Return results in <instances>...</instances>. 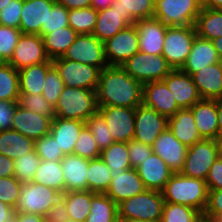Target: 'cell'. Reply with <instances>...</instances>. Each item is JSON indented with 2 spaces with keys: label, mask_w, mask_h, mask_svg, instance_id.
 Listing matches in <instances>:
<instances>
[{
  "label": "cell",
  "mask_w": 222,
  "mask_h": 222,
  "mask_svg": "<svg viewBox=\"0 0 222 222\" xmlns=\"http://www.w3.org/2000/svg\"><path fill=\"white\" fill-rule=\"evenodd\" d=\"M85 125L89 128L100 150H103L114 143L105 120L98 112L90 116L85 121Z\"/></svg>",
  "instance_id": "f6af8a7d"
},
{
  "label": "cell",
  "mask_w": 222,
  "mask_h": 222,
  "mask_svg": "<svg viewBox=\"0 0 222 222\" xmlns=\"http://www.w3.org/2000/svg\"><path fill=\"white\" fill-rule=\"evenodd\" d=\"M97 20V11L93 7L72 9L68 13L69 26L78 34H92Z\"/></svg>",
  "instance_id": "60d3db41"
},
{
  "label": "cell",
  "mask_w": 222,
  "mask_h": 222,
  "mask_svg": "<svg viewBox=\"0 0 222 222\" xmlns=\"http://www.w3.org/2000/svg\"><path fill=\"white\" fill-rule=\"evenodd\" d=\"M189 109L201 138L213 140L219 134L216 99H201Z\"/></svg>",
  "instance_id": "d4e9b609"
},
{
  "label": "cell",
  "mask_w": 222,
  "mask_h": 222,
  "mask_svg": "<svg viewBox=\"0 0 222 222\" xmlns=\"http://www.w3.org/2000/svg\"><path fill=\"white\" fill-rule=\"evenodd\" d=\"M15 209L0 201V222L13 221Z\"/></svg>",
  "instance_id": "e7e4bbea"
},
{
  "label": "cell",
  "mask_w": 222,
  "mask_h": 222,
  "mask_svg": "<svg viewBox=\"0 0 222 222\" xmlns=\"http://www.w3.org/2000/svg\"><path fill=\"white\" fill-rule=\"evenodd\" d=\"M194 27L197 36L203 39L222 37V10L202 8Z\"/></svg>",
  "instance_id": "e575fe53"
},
{
  "label": "cell",
  "mask_w": 222,
  "mask_h": 222,
  "mask_svg": "<svg viewBox=\"0 0 222 222\" xmlns=\"http://www.w3.org/2000/svg\"><path fill=\"white\" fill-rule=\"evenodd\" d=\"M163 81L181 109L191 108L202 99L191 75L180 69H173Z\"/></svg>",
  "instance_id": "d6986e66"
},
{
  "label": "cell",
  "mask_w": 222,
  "mask_h": 222,
  "mask_svg": "<svg viewBox=\"0 0 222 222\" xmlns=\"http://www.w3.org/2000/svg\"><path fill=\"white\" fill-rule=\"evenodd\" d=\"M213 222H222V218L221 219H214L212 220Z\"/></svg>",
  "instance_id": "11e5206c"
},
{
  "label": "cell",
  "mask_w": 222,
  "mask_h": 222,
  "mask_svg": "<svg viewBox=\"0 0 222 222\" xmlns=\"http://www.w3.org/2000/svg\"><path fill=\"white\" fill-rule=\"evenodd\" d=\"M85 126V122L80 120L55 117L52 120L50 134L54 137L64 155H69L73 154L75 143Z\"/></svg>",
  "instance_id": "f1b7e54d"
},
{
  "label": "cell",
  "mask_w": 222,
  "mask_h": 222,
  "mask_svg": "<svg viewBox=\"0 0 222 222\" xmlns=\"http://www.w3.org/2000/svg\"><path fill=\"white\" fill-rule=\"evenodd\" d=\"M168 128L187 148L202 140L195 125L192 111L189 108L180 109L168 118Z\"/></svg>",
  "instance_id": "f546056e"
},
{
  "label": "cell",
  "mask_w": 222,
  "mask_h": 222,
  "mask_svg": "<svg viewBox=\"0 0 222 222\" xmlns=\"http://www.w3.org/2000/svg\"><path fill=\"white\" fill-rule=\"evenodd\" d=\"M98 113L105 120L114 142H129L134 138L135 108L102 106Z\"/></svg>",
  "instance_id": "5bb4252c"
},
{
  "label": "cell",
  "mask_w": 222,
  "mask_h": 222,
  "mask_svg": "<svg viewBox=\"0 0 222 222\" xmlns=\"http://www.w3.org/2000/svg\"><path fill=\"white\" fill-rule=\"evenodd\" d=\"M19 104L40 116L55 118V107L42 94L20 95Z\"/></svg>",
  "instance_id": "7dc6e473"
},
{
  "label": "cell",
  "mask_w": 222,
  "mask_h": 222,
  "mask_svg": "<svg viewBox=\"0 0 222 222\" xmlns=\"http://www.w3.org/2000/svg\"><path fill=\"white\" fill-rule=\"evenodd\" d=\"M13 222H45L44 216L32 213L15 212Z\"/></svg>",
  "instance_id": "be15d7a7"
},
{
  "label": "cell",
  "mask_w": 222,
  "mask_h": 222,
  "mask_svg": "<svg viewBox=\"0 0 222 222\" xmlns=\"http://www.w3.org/2000/svg\"><path fill=\"white\" fill-rule=\"evenodd\" d=\"M142 104L167 118L181 109L164 81L143 84Z\"/></svg>",
  "instance_id": "ffe728a7"
},
{
  "label": "cell",
  "mask_w": 222,
  "mask_h": 222,
  "mask_svg": "<svg viewBox=\"0 0 222 222\" xmlns=\"http://www.w3.org/2000/svg\"><path fill=\"white\" fill-rule=\"evenodd\" d=\"M154 3V0H115L111 7L140 20L154 18Z\"/></svg>",
  "instance_id": "b9f144b4"
},
{
  "label": "cell",
  "mask_w": 222,
  "mask_h": 222,
  "mask_svg": "<svg viewBox=\"0 0 222 222\" xmlns=\"http://www.w3.org/2000/svg\"><path fill=\"white\" fill-rule=\"evenodd\" d=\"M52 120L51 117H43L25 109L17 102L11 129L36 141L50 133Z\"/></svg>",
  "instance_id": "ac0fdd59"
},
{
  "label": "cell",
  "mask_w": 222,
  "mask_h": 222,
  "mask_svg": "<svg viewBox=\"0 0 222 222\" xmlns=\"http://www.w3.org/2000/svg\"><path fill=\"white\" fill-rule=\"evenodd\" d=\"M85 222H119L118 205L105 193H96Z\"/></svg>",
  "instance_id": "8d00e7d4"
},
{
  "label": "cell",
  "mask_w": 222,
  "mask_h": 222,
  "mask_svg": "<svg viewBox=\"0 0 222 222\" xmlns=\"http://www.w3.org/2000/svg\"><path fill=\"white\" fill-rule=\"evenodd\" d=\"M216 109L218 112L219 134H222V98L216 99Z\"/></svg>",
  "instance_id": "a7ac6f4b"
},
{
  "label": "cell",
  "mask_w": 222,
  "mask_h": 222,
  "mask_svg": "<svg viewBox=\"0 0 222 222\" xmlns=\"http://www.w3.org/2000/svg\"><path fill=\"white\" fill-rule=\"evenodd\" d=\"M23 0H12L0 10V25L18 28L21 20Z\"/></svg>",
  "instance_id": "f5cc1de1"
},
{
  "label": "cell",
  "mask_w": 222,
  "mask_h": 222,
  "mask_svg": "<svg viewBox=\"0 0 222 222\" xmlns=\"http://www.w3.org/2000/svg\"><path fill=\"white\" fill-rule=\"evenodd\" d=\"M203 218L211 221L222 218V190H209L208 203Z\"/></svg>",
  "instance_id": "9f6ffc18"
},
{
  "label": "cell",
  "mask_w": 222,
  "mask_h": 222,
  "mask_svg": "<svg viewBox=\"0 0 222 222\" xmlns=\"http://www.w3.org/2000/svg\"><path fill=\"white\" fill-rule=\"evenodd\" d=\"M95 192L89 190L69 191L61 195L65 202L69 218L76 222H85L90 213L92 197Z\"/></svg>",
  "instance_id": "836d02e7"
},
{
  "label": "cell",
  "mask_w": 222,
  "mask_h": 222,
  "mask_svg": "<svg viewBox=\"0 0 222 222\" xmlns=\"http://www.w3.org/2000/svg\"><path fill=\"white\" fill-rule=\"evenodd\" d=\"M221 62L216 49L210 40L196 36L191 51L180 68L185 73L192 75L207 65Z\"/></svg>",
  "instance_id": "83f0119b"
},
{
  "label": "cell",
  "mask_w": 222,
  "mask_h": 222,
  "mask_svg": "<svg viewBox=\"0 0 222 222\" xmlns=\"http://www.w3.org/2000/svg\"><path fill=\"white\" fill-rule=\"evenodd\" d=\"M60 162L64 174L65 192L87 190L89 159L69 154Z\"/></svg>",
  "instance_id": "4316f807"
},
{
  "label": "cell",
  "mask_w": 222,
  "mask_h": 222,
  "mask_svg": "<svg viewBox=\"0 0 222 222\" xmlns=\"http://www.w3.org/2000/svg\"><path fill=\"white\" fill-rule=\"evenodd\" d=\"M35 150L41 160L61 161L65 156L50 133L35 141Z\"/></svg>",
  "instance_id": "f907efd6"
},
{
  "label": "cell",
  "mask_w": 222,
  "mask_h": 222,
  "mask_svg": "<svg viewBox=\"0 0 222 222\" xmlns=\"http://www.w3.org/2000/svg\"><path fill=\"white\" fill-rule=\"evenodd\" d=\"M153 153L157 154L174 172L180 173L185 161L187 147L167 128L154 141Z\"/></svg>",
  "instance_id": "44dd1931"
},
{
  "label": "cell",
  "mask_w": 222,
  "mask_h": 222,
  "mask_svg": "<svg viewBox=\"0 0 222 222\" xmlns=\"http://www.w3.org/2000/svg\"><path fill=\"white\" fill-rule=\"evenodd\" d=\"M191 77L202 99L222 98V62L207 65Z\"/></svg>",
  "instance_id": "484cf974"
},
{
  "label": "cell",
  "mask_w": 222,
  "mask_h": 222,
  "mask_svg": "<svg viewBox=\"0 0 222 222\" xmlns=\"http://www.w3.org/2000/svg\"><path fill=\"white\" fill-rule=\"evenodd\" d=\"M164 203L161 191L146 189L118 204V219L160 222Z\"/></svg>",
  "instance_id": "277c9868"
},
{
  "label": "cell",
  "mask_w": 222,
  "mask_h": 222,
  "mask_svg": "<svg viewBox=\"0 0 222 222\" xmlns=\"http://www.w3.org/2000/svg\"><path fill=\"white\" fill-rule=\"evenodd\" d=\"M61 193L45 185L34 182L22 183L15 212L44 216L61 198Z\"/></svg>",
  "instance_id": "ba28073f"
},
{
  "label": "cell",
  "mask_w": 222,
  "mask_h": 222,
  "mask_svg": "<svg viewBox=\"0 0 222 222\" xmlns=\"http://www.w3.org/2000/svg\"><path fill=\"white\" fill-rule=\"evenodd\" d=\"M213 140L217 148L218 157L222 158V134H218Z\"/></svg>",
  "instance_id": "2644e50d"
},
{
  "label": "cell",
  "mask_w": 222,
  "mask_h": 222,
  "mask_svg": "<svg viewBox=\"0 0 222 222\" xmlns=\"http://www.w3.org/2000/svg\"><path fill=\"white\" fill-rule=\"evenodd\" d=\"M168 128V118L154 109L139 105L135 109L134 140L153 146L157 137Z\"/></svg>",
  "instance_id": "4fadbf2b"
},
{
  "label": "cell",
  "mask_w": 222,
  "mask_h": 222,
  "mask_svg": "<svg viewBox=\"0 0 222 222\" xmlns=\"http://www.w3.org/2000/svg\"><path fill=\"white\" fill-rule=\"evenodd\" d=\"M143 85L121 66L101 70L96 89L97 106L137 108L142 104Z\"/></svg>",
  "instance_id": "6da1fadb"
},
{
  "label": "cell",
  "mask_w": 222,
  "mask_h": 222,
  "mask_svg": "<svg viewBox=\"0 0 222 222\" xmlns=\"http://www.w3.org/2000/svg\"><path fill=\"white\" fill-rule=\"evenodd\" d=\"M62 58L98 67L101 70L109 66L104 43L93 34H78Z\"/></svg>",
  "instance_id": "8fae6325"
},
{
  "label": "cell",
  "mask_w": 222,
  "mask_h": 222,
  "mask_svg": "<svg viewBox=\"0 0 222 222\" xmlns=\"http://www.w3.org/2000/svg\"><path fill=\"white\" fill-rule=\"evenodd\" d=\"M105 56L109 66H121L139 51V36L135 24L115 34L104 42Z\"/></svg>",
  "instance_id": "7c38bea8"
},
{
  "label": "cell",
  "mask_w": 222,
  "mask_h": 222,
  "mask_svg": "<svg viewBox=\"0 0 222 222\" xmlns=\"http://www.w3.org/2000/svg\"><path fill=\"white\" fill-rule=\"evenodd\" d=\"M20 85L18 70L9 63L0 65V101L19 102Z\"/></svg>",
  "instance_id": "f35d334b"
},
{
  "label": "cell",
  "mask_w": 222,
  "mask_h": 222,
  "mask_svg": "<svg viewBox=\"0 0 222 222\" xmlns=\"http://www.w3.org/2000/svg\"><path fill=\"white\" fill-rule=\"evenodd\" d=\"M202 217L203 215L192 207L165 202L160 222H199Z\"/></svg>",
  "instance_id": "7bdbcfd3"
},
{
  "label": "cell",
  "mask_w": 222,
  "mask_h": 222,
  "mask_svg": "<svg viewBox=\"0 0 222 222\" xmlns=\"http://www.w3.org/2000/svg\"><path fill=\"white\" fill-rule=\"evenodd\" d=\"M4 62L2 61V59L0 58V65H2Z\"/></svg>",
  "instance_id": "b9fcfbb0"
},
{
  "label": "cell",
  "mask_w": 222,
  "mask_h": 222,
  "mask_svg": "<svg viewBox=\"0 0 222 222\" xmlns=\"http://www.w3.org/2000/svg\"><path fill=\"white\" fill-rule=\"evenodd\" d=\"M52 66V62H44L18 70L20 95H41L47 72Z\"/></svg>",
  "instance_id": "4dcf8cb0"
},
{
  "label": "cell",
  "mask_w": 222,
  "mask_h": 222,
  "mask_svg": "<svg viewBox=\"0 0 222 222\" xmlns=\"http://www.w3.org/2000/svg\"><path fill=\"white\" fill-rule=\"evenodd\" d=\"M100 158L107 164L109 169L114 170V172L132 168L130 165L127 142L112 143L109 147L101 150Z\"/></svg>",
  "instance_id": "ab89813d"
},
{
  "label": "cell",
  "mask_w": 222,
  "mask_h": 222,
  "mask_svg": "<svg viewBox=\"0 0 222 222\" xmlns=\"http://www.w3.org/2000/svg\"><path fill=\"white\" fill-rule=\"evenodd\" d=\"M98 112L96 90L64 87L55 105V117L85 122Z\"/></svg>",
  "instance_id": "3957f363"
},
{
  "label": "cell",
  "mask_w": 222,
  "mask_h": 222,
  "mask_svg": "<svg viewBox=\"0 0 222 222\" xmlns=\"http://www.w3.org/2000/svg\"><path fill=\"white\" fill-rule=\"evenodd\" d=\"M78 33L70 26L53 30L48 34H42L45 51L50 60L62 57L68 47L75 41Z\"/></svg>",
  "instance_id": "d6a6232c"
},
{
  "label": "cell",
  "mask_w": 222,
  "mask_h": 222,
  "mask_svg": "<svg viewBox=\"0 0 222 222\" xmlns=\"http://www.w3.org/2000/svg\"><path fill=\"white\" fill-rule=\"evenodd\" d=\"M53 66L66 87L96 90L101 69L62 57L52 60Z\"/></svg>",
  "instance_id": "9c48e42d"
},
{
  "label": "cell",
  "mask_w": 222,
  "mask_h": 222,
  "mask_svg": "<svg viewBox=\"0 0 222 222\" xmlns=\"http://www.w3.org/2000/svg\"><path fill=\"white\" fill-rule=\"evenodd\" d=\"M134 24L139 36V51L150 55L162 54L168 26L155 18L136 20Z\"/></svg>",
  "instance_id": "7402d4cb"
},
{
  "label": "cell",
  "mask_w": 222,
  "mask_h": 222,
  "mask_svg": "<svg viewBox=\"0 0 222 222\" xmlns=\"http://www.w3.org/2000/svg\"><path fill=\"white\" fill-rule=\"evenodd\" d=\"M208 190H222V158L217 157L206 178Z\"/></svg>",
  "instance_id": "6f0895ef"
},
{
  "label": "cell",
  "mask_w": 222,
  "mask_h": 222,
  "mask_svg": "<svg viewBox=\"0 0 222 222\" xmlns=\"http://www.w3.org/2000/svg\"><path fill=\"white\" fill-rule=\"evenodd\" d=\"M110 175L112 179L105 194L117 205L146 190L135 168L120 170L119 172L111 170Z\"/></svg>",
  "instance_id": "e0dca14e"
},
{
  "label": "cell",
  "mask_w": 222,
  "mask_h": 222,
  "mask_svg": "<svg viewBox=\"0 0 222 222\" xmlns=\"http://www.w3.org/2000/svg\"><path fill=\"white\" fill-rule=\"evenodd\" d=\"M217 157L214 140L202 139L187 148L184 166L180 173L191 178L206 180L210 167Z\"/></svg>",
  "instance_id": "30bf717a"
},
{
  "label": "cell",
  "mask_w": 222,
  "mask_h": 222,
  "mask_svg": "<svg viewBox=\"0 0 222 222\" xmlns=\"http://www.w3.org/2000/svg\"><path fill=\"white\" fill-rule=\"evenodd\" d=\"M65 85L59 75V72L52 66L44 80V89L42 95L54 107L58 102L59 96L64 89Z\"/></svg>",
  "instance_id": "681fc988"
},
{
  "label": "cell",
  "mask_w": 222,
  "mask_h": 222,
  "mask_svg": "<svg viewBox=\"0 0 222 222\" xmlns=\"http://www.w3.org/2000/svg\"><path fill=\"white\" fill-rule=\"evenodd\" d=\"M40 162L41 158L37 155L35 149L18 157L14 160V177L21 183L33 182Z\"/></svg>",
  "instance_id": "ee69618b"
},
{
  "label": "cell",
  "mask_w": 222,
  "mask_h": 222,
  "mask_svg": "<svg viewBox=\"0 0 222 222\" xmlns=\"http://www.w3.org/2000/svg\"><path fill=\"white\" fill-rule=\"evenodd\" d=\"M34 149V140L12 129L0 130V154L15 160Z\"/></svg>",
  "instance_id": "1f68e13d"
},
{
  "label": "cell",
  "mask_w": 222,
  "mask_h": 222,
  "mask_svg": "<svg viewBox=\"0 0 222 222\" xmlns=\"http://www.w3.org/2000/svg\"><path fill=\"white\" fill-rule=\"evenodd\" d=\"M21 189L22 183L14 176L0 177V201L3 203L15 208Z\"/></svg>",
  "instance_id": "816d5d0a"
},
{
  "label": "cell",
  "mask_w": 222,
  "mask_h": 222,
  "mask_svg": "<svg viewBox=\"0 0 222 222\" xmlns=\"http://www.w3.org/2000/svg\"><path fill=\"white\" fill-rule=\"evenodd\" d=\"M21 35L18 28L0 25V58L4 63L10 60Z\"/></svg>",
  "instance_id": "c3c4849f"
},
{
  "label": "cell",
  "mask_w": 222,
  "mask_h": 222,
  "mask_svg": "<svg viewBox=\"0 0 222 222\" xmlns=\"http://www.w3.org/2000/svg\"><path fill=\"white\" fill-rule=\"evenodd\" d=\"M213 47L216 49L217 54L222 62V37L211 40Z\"/></svg>",
  "instance_id": "89a4df30"
},
{
  "label": "cell",
  "mask_w": 222,
  "mask_h": 222,
  "mask_svg": "<svg viewBox=\"0 0 222 222\" xmlns=\"http://www.w3.org/2000/svg\"><path fill=\"white\" fill-rule=\"evenodd\" d=\"M56 0H23L19 29L22 34L42 35Z\"/></svg>",
  "instance_id": "2e32d148"
},
{
  "label": "cell",
  "mask_w": 222,
  "mask_h": 222,
  "mask_svg": "<svg viewBox=\"0 0 222 222\" xmlns=\"http://www.w3.org/2000/svg\"><path fill=\"white\" fill-rule=\"evenodd\" d=\"M202 8L221 9L222 0H199Z\"/></svg>",
  "instance_id": "003e7915"
},
{
  "label": "cell",
  "mask_w": 222,
  "mask_h": 222,
  "mask_svg": "<svg viewBox=\"0 0 222 222\" xmlns=\"http://www.w3.org/2000/svg\"><path fill=\"white\" fill-rule=\"evenodd\" d=\"M115 0H92L91 7L96 11L111 7Z\"/></svg>",
  "instance_id": "03108f58"
},
{
  "label": "cell",
  "mask_w": 222,
  "mask_h": 222,
  "mask_svg": "<svg viewBox=\"0 0 222 222\" xmlns=\"http://www.w3.org/2000/svg\"><path fill=\"white\" fill-rule=\"evenodd\" d=\"M68 13L69 10L66 7L56 2L51 11H49L47 18V29L43 34H48L53 32V30H58L60 28L69 26Z\"/></svg>",
  "instance_id": "db71d44e"
},
{
  "label": "cell",
  "mask_w": 222,
  "mask_h": 222,
  "mask_svg": "<svg viewBox=\"0 0 222 222\" xmlns=\"http://www.w3.org/2000/svg\"><path fill=\"white\" fill-rule=\"evenodd\" d=\"M199 222H213V221L205 219V218L202 217V219Z\"/></svg>",
  "instance_id": "34e18365"
},
{
  "label": "cell",
  "mask_w": 222,
  "mask_h": 222,
  "mask_svg": "<svg viewBox=\"0 0 222 222\" xmlns=\"http://www.w3.org/2000/svg\"><path fill=\"white\" fill-rule=\"evenodd\" d=\"M194 26H168L162 55L172 69H180L185 63L195 37Z\"/></svg>",
  "instance_id": "52a82bcc"
},
{
  "label": "cell",
  "mask_w": 222,
  "mask_h": 222,
  "mask_svg": "<svg viewBox=\"0 0 222 222\" xmlns=\"http://www.w3.org/2000/svg\"><path fill=\"white\" fill-rule=\"evenodd\" d=\"M111 170L100 158L89 160L87 190L95 193H105L110 185Z\"/></svg>",
  "instance_id": "74e56055"
},
{
  "label": "cell",
  "mask_w": 222,
  "mask_h": 222,
  "mask_svg": "<svg viewBox=\"0 0 222 222\" xmlns=\"http://www.w3.org/2000/svg\"><path fill=\"white\" fill-rule=\"evenodd\" d=\"M161 192L165 202L192 207L202 215L206 210L209 190L205 180L174 173Z\"/></svg>",
  "instance_id": "7a4b0ae2"
},
{
  "label": "cell",
  "mask_w": 222,
  "mask_h": 222,
  "mask_svg": "<svg viewBox=\"0 0 222 222\" xmlns=\"http://www.w3.org/2000/svg\"><path fill=\"white\" fill-rule=\"evenodd\" d=\"M146 189L162 191L174 172L157 154L151 153L135 168Z\"/></svg>",
  "instance_id": "603a6c76"
},
{
  "label": "cell",
  "mask_w": 222,
  "mask_h": 222,
  "mask_svg": "<svg viewBox=\"0 0 222 222\" xmlns=\"http://www.w3.org/2000/svg\"><path fill=\"white\" fill-rule=\"evenodd\" d=\"M17 102L0 101V130L11 129Z\"/></svg>",
  "instance_id": "680465c9"
},
{
  "label": "cell",
  "mask_w": 222,
  "mask_h": 222,
  "mask_svg": "<svg viewBox=\"0 0 222 222\" xmlns=\"http://www.w3.org/2000/svg\"><path fill=\"white\" fill-rule=\"evenodd\" d=\"M100 152L101 150L93 138L92 133L89 128L85 126L78 136L73 154L91 160L100 157Z\"/></svg>",
  "instance_id": "bcb514c9"
},
{
  "label": "cell",
  "mask_w": 222,
  "mask_h": 222,
  "mask_svg": "<svg viewBox=\"0 0 222 222\" xmlns=\"http://www.w3.org/2000/svg\"><path fill=\"white\" fill-rule=\"evenodd\" d=\"M56 2L66 7L68 10H72L91 7L92 0H56Z\"/></svg>",
  "instance_id": "6125c7cd"
},
{
  "label": "cell",
  "mask_w": 222,
  "mask_h": 222,
  "mask_svg": "<svg viewBox=\"0 0 222 222\" xmlns=\"http://www.w3.org/2000/svg\"><path fill=\"white\" fill-rule=\"evenodd\" d=\"M135 22L130 14H123L117 8L108 7L97 11L96 26L92 34L104 43Z\"/></svg>",
  "instance_id": "cb8c5ba5"
},
{
  "label": "cell",
  "mask_w": 222,
  "mask_h": 222,
  "mask_svg": "<svg viewBox=\"0 0 222 222\" xmlns=\"http://www.w3.org/2000/svg\"><path fill=\"white\" fill-rule=\"evenodd\" d=\"M69 219V214L62 198L44 215L45 222H63Z\"/></svg>",
  "instance_id": "91938a15"
},
{
  "label": "cell",
  "mask_w": 222,
  "mask_h": 222,
  "mask_svg": "<svg viewBox=\"0 0 222 222\" xmlns=\"http://www.w3.org/2000/svg\"><path fill=\"white\" fill-rule=\"evenodd\" d=\"M14 176V160L0 154V177Z\"/></svg>",
  "instance_id": "94428289"
},
{
  "label": "cell",
  "mask_w": 222,
  "mask_h": 222,
  "mask_svg": "<svg viewBox=\"0 0 222 222\" xmlns=\"http://www.w3.org/2000/svg\"><path fill=\"white\" fill-rule=\"evenodd\" d=\"M154 1V18L167 26H194L202 9L199 0Z\"/></svg>",
  "instance_id": "8992f818"
},
{
  "label": "cell",
  "mask_w": 222,
  "mask_h": 222,
  "mask_svg": "<svg viewBox=\"0 0 222 222\" xmlns=\"http://www.w3.org/2000/svg\"><path fill=\"white\" fill-rule=\"evenodd\" d=\"M63 222H76V221L69 219V220H65Z\"/></svg>",
  "instance_id": "2a66077c"
},
{
  "label": "cell",
  "mask_w": 222,
  "mask_h": 222,
  "mask_svg": "<svg viewBox=\"0 0 222 222\" xmlns=\"http://www.w3.org/2000/svg\"><path fill=\"white\" fill-rule=\"evenodd\" d=\"M153 152L152 147L138 142L134 139L128 142V153L130 159V165L132 168H136L146 158H148Z\"/></svg>",
  "instance_id": "11a10c76"
},
{
  "label": "cell",
  "mask_w": 222,
  "mask_h": 222,
  "mask_svg": "<svg viewBox=\"0 0 222 222\" xmlns=\"http://www.w3.org/2000/svg\"><path fill=\"white\" fill-rule=\"evenodd\" d=\"M121 67L142 85L153 81H163L173 70L162 54L150 55L141 51L134 54Z\"/></svg>",
  "instance_id": "5b68a950"
},
{
  "label": "cell",
  "mask_w": 222,
  "mask_h": 222,
  "mask_svg": "<svg viewBox=\"0 0 222 222\" xmlns=\"http://www.w3.org/2000/svg\"><path fill=\"white\" fill-rule=\"evenodd\" d=\"M60 161L41 160L39 168L36 170L34 183L45 185L65 193V182Z\"/></svg>",
  "instance_id": "d590c367"
},
{
  "label": "cell",
  "mask_w": 222,
  "mask_h": 222,
  "mask_svg": "<svg viewBox=\"0 0 222 222\" xmlns=\"http://www.w3.org/2000/svg\"><path fill=\"white\" fill-rule=\"evenodd\" d=\"M12 0H0V10L7 6Z\"/></svg>",
  "instance_id": "8c879c8a"
},
{
  "label": "cell",
  "mask_w": 222,
  "mask_h": 222,
  "mask_svg": "<svg viewBox=\"0 0 222 222\" xmlns=\"http://www.w3.org/2000/svg\"><path fill=\"white\" fill-rule=\"evenodd\" d=\"M119 222H148V221L131 220V219H119Z\"/></svg>",
  "instance_id": "753ad0ef"
},
{
  "label": "cell",
  "mask_w": 222,
  "mask_h": 222,
  "mask_svg": "<svg viewBox=\"0 0 222 222\" xmlns=\"http://www.w3.org/2000/svg\"><path fill=\"white\" fill-rule=\"evenodd\" d=\"M44 62H52L46 54L41 35L22 34L7 62L16 70Z\"/></svg>",
  "instance_id": "9a60e30c"
}]
</instances>
